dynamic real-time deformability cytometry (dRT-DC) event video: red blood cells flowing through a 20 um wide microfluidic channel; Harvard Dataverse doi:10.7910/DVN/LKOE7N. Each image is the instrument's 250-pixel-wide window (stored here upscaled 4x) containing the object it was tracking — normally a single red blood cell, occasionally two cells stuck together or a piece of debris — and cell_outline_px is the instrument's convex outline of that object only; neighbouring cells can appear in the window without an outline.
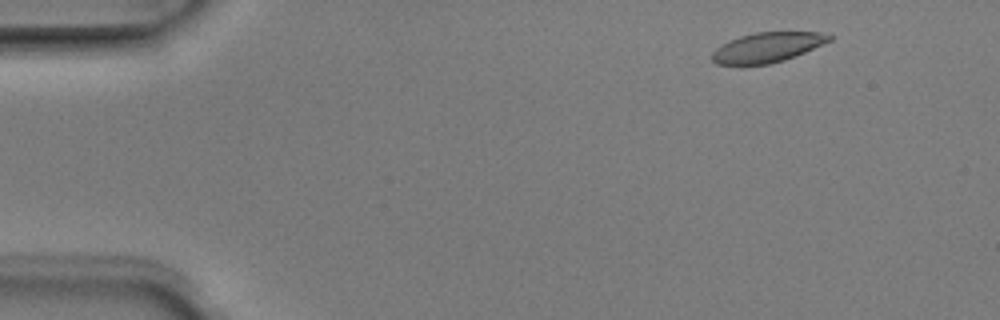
{"species": "Egyptian fruit bat (a non-hibernating species)", "species_latin": "Rousettus aegyptiacus", "temperature_condition": "room temperature", "stored_images_in_passage": 4, "camera_frame_rate_fps": 3000, "um_per_image_px": 0.085, "animal": {"sex": "male"}, "frame": {"image": 1, "passage_image": 1, "time_ms": 0.0, "image_size_px": [1000, 320], "cell_outline_px": [[832, 40], [804, 52], [784, 60], [768, 64], [716, 64], [712, 60], [712, 52], [720, 44], [728, 40], [740, 36], [756, 32], [820, 32], [832, 36]], "centroid_in_image_um": [65.19, 4.01], "position_along_channel_um": 19.8, "area_um2": 20.23}}
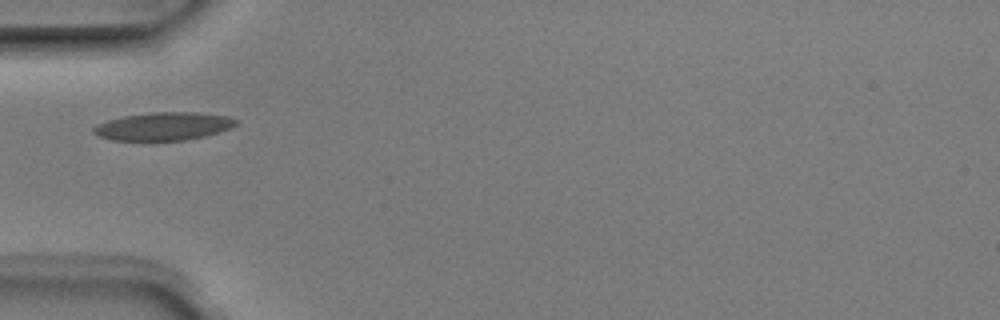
{"frame": {"image": 2, "passage_image": 4, "time_ms": 1.0, "image_size_px": [1000, 320], "cell_outline_px": [[236, 124], [228, 128], [204, 136], [184, 140], [112, 140], [100, 136], [92, 132], [92, 128], [96, 124], [108, 120], [124, 116], [148, 112], [200, 112], [228, 116], [236, 120]], "centroid_in_image_um": [13.85, 10.72], "position_along_channel_um": 71.1, "area_um2": 23.06}}